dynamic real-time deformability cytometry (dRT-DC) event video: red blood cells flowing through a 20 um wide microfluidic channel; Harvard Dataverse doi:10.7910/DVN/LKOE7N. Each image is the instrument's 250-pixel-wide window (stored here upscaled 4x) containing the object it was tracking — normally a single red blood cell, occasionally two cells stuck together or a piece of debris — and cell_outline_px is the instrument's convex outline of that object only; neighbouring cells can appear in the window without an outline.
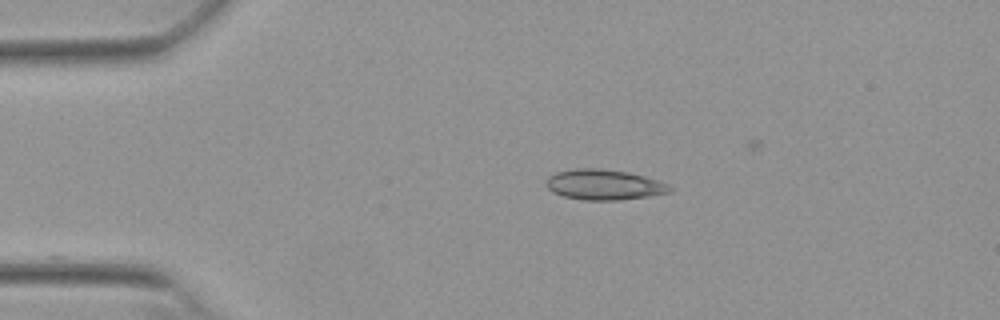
{"species": "Egyptian fruit bat (a non-hibernating species)", "species_latin": "Rousettus aegyptiacus", "temperature_condition": "warm", "stored_images_in_passage": 43, "camera_frame_rate_fps": 3000, "um_per_image_px": 0.085, "animal": {"sex": "female"}, "frame": {"image": 1, "passage_image": 1, "time_ms": 0.0, "image_size_px": [1000, 320], "cell_outline_px": [[672, 192], [648, 196], [620, 200], [584, 200], [564, 196], [552, 192], [544, 184], [544, 180], [548, 176], [556, 172], [576, 168], [600, 168], [628, 172], [644, 176], [668, 184], [672, 188]], "centroid_in_image_um": [51.3, 15.69], "position_along_channel_um": 33.7, "area_um2": 22.02}}
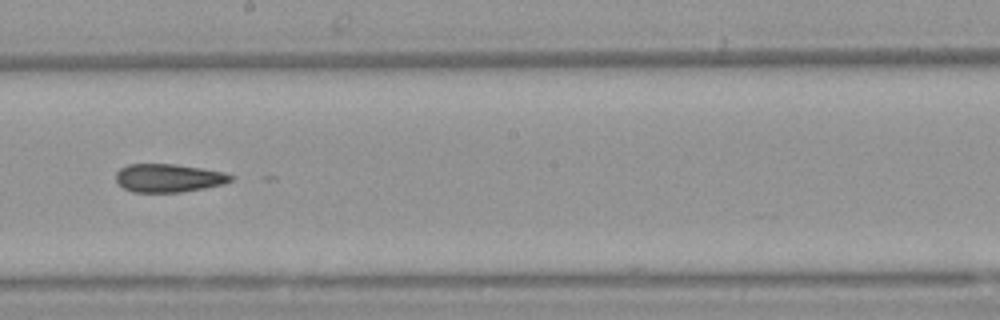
{"frame": {"image": 2, "passage_image": 20, "time_ms": 6.333, "image_size_px": [1000, 320], "cell_outline_px": [[236, 176], [232, 180], [224, 184], [204, 188], [180, 192], [132, 192], [124, 188], [116, 180], [116, 172], [120, 168], [128, 164], [176, 164], [204, 168], [224, 172]], "centroid_in_image_um": [14.36, 15.12], "position_along_channel_um": 233.8, "area_um2": 19.07}}
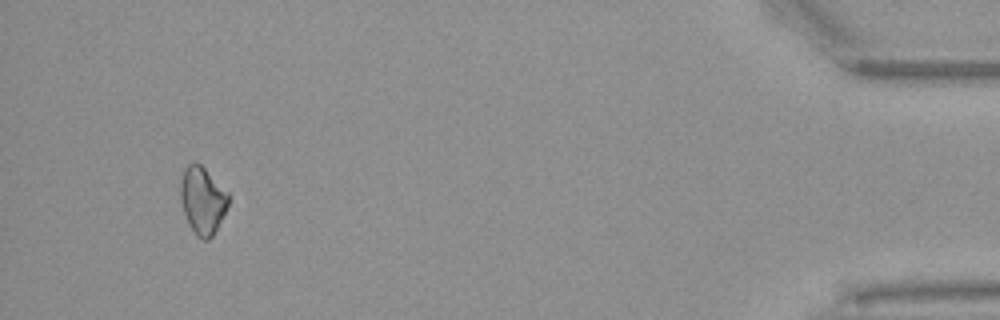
{"frame": {"image": 3, "passage_image": 40, "time_ms": 13.0, "image_size_px": [1000, 320], "cell_outline_px": [[228, 204], [212, 236], [208, 240], [204, 240], [196, 236], [188, 224], [180, 200], [180, 180], [184, 168], [192, 160], [196, 160], [228, 192]], "centroid_in_image_um": [17.17, 16.99], "position_along_channel_um": 418.0, "area_um2": 18.73}, "authors_computed_cell_mechanics": {"area_um2": 19.3052, "velocity_mm_per_s": 3.859, "shape_relaxation_time_tau1_ms": null, "shape_relaxation_time_tau2_ms": 7.3894, "deformation_change_tau1": null, "deformation_change_tau2": 0.1226}}